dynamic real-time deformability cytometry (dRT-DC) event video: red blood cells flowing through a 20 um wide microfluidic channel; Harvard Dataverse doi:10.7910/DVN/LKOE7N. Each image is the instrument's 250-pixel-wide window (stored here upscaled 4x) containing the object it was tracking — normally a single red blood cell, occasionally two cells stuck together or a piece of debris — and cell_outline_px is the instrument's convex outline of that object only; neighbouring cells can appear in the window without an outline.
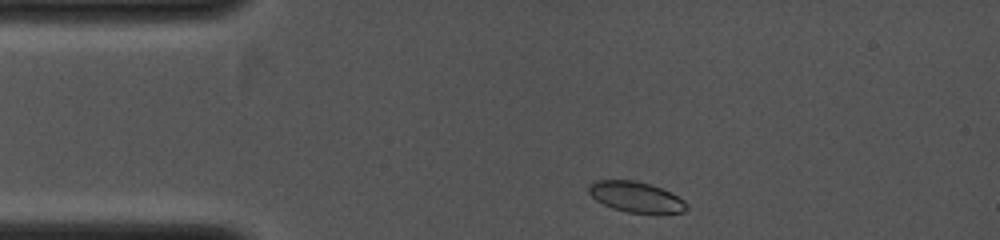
{"species": "common noctule bat (a hibernating species)", "species_latin": "Nyctalus noctula", "temperature_condition": "cold", "stored_images_in_passage": 4, "camera_frame_rate_fps": 4000, "um_per_image_px": 0.085, "animal": {"sex": "female", "body_mass_g": 19.0, "forearm_length_mm": 53.3}, "frame": {"image": 1, "passage_image": 1, "time_ms": 0.0, "image_size_px": [1000, 240], "cell_outline_px": [[688, 208], [684, 212], [628, 212], [612, 208], [596, 200], [588, 192], [588, 184], [596, 180], [636, 180], [660, 188], [684, 200], [688, 204]], "centroid_in_image_um": [54.01, 16.72], "position_along_channel_um": 31.0, "area_um2": 17.11}}
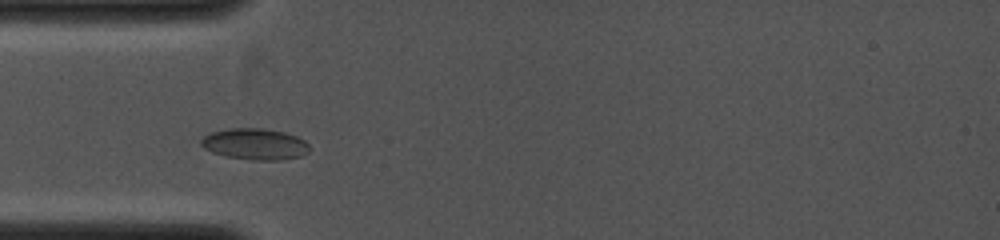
{"frame": {"image": 2, "passage_image": 3, "time_ms": 1.5, "image_size_px": [1000, 240], "cell_outline_px": [[308, 152], [300, 156], [280, 160], [256, 160], [224, 156], [212, 152], [204, 148], [200, 144], [200, 140], [204, 136], [212, 132], [228, 128], [260, 128], [284, 132], [296, 136], [304, 140], [308, 144]], "centroid_in_image_um": [21.64, 12.24], "position_along_channel_um": 63.4, "area_um2": 19.65}}
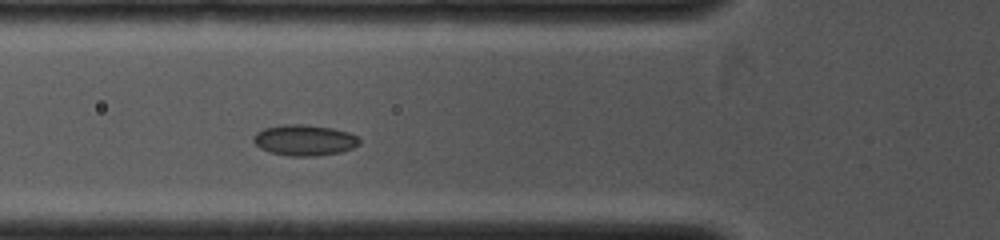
{"frame": {"image": 3, "passage_image": 4, "time_ms": 2.25, "image_size_px": [1000, 240], "cell_outline_px": [[360, 144], [352, 148], [340, 152], [316, 156], [288, 156], [268, 152], [260, 148], [252, 140], [256, 132], [264, 128], [284, 124], [304, 124], [332, 128], [348, 132], [356, 136], [360, 140]], "centroid_in_image_um": [25.86, 11.91], "position_along_channel_um": 99.9, "area_um2": 19.13}}